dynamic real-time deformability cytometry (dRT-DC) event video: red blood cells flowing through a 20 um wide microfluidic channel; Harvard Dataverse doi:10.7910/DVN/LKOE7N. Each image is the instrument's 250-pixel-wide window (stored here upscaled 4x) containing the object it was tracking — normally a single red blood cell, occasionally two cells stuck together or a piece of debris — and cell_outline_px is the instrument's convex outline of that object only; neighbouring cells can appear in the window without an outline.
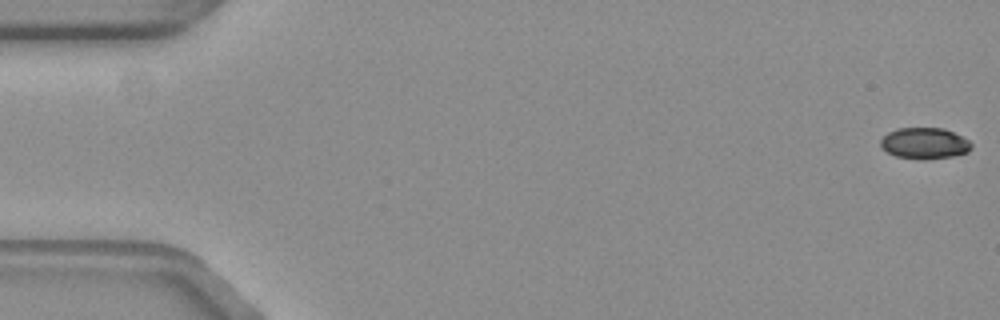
{"species": "common noctule bat (a hibernating species)", "species_latin": "Nyctalus noctula", "temperature_condition": "warm", "stored_images_in_passage": 55, "camera_frame_rate_fps": 3000, "um_per_image_px": 0.085, "animal": {"sex": "female", "body_mass_g": 19.3, "forearm_length_mm": 54.1}, "frame": {"image": 1, "passage_image": 1, "time_ms": 0.0, "image_size_px": [1000, 320], "cell_outline_px": [[972, 148], [968, 152], [952, 156], [896, 156], [888, 152], [880, 144], [880, 140], [888, 132], [900, 128], [944, 128], [968, 140], [972, 144]], "centroid_in_image_um": [78.6, 12.12], "position_along_channel_um": 6.4, "area_um2": 15.55}}
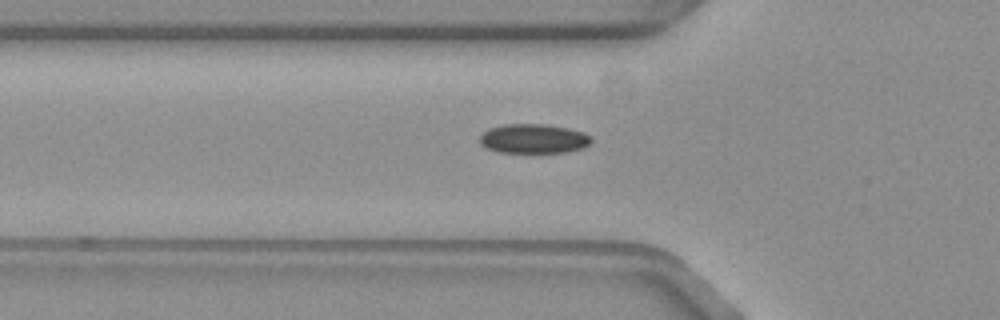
{"frame": {"image": 2, "passage_image": 19, "time_ms": 6.0, "image_size_px": [1000, 320], "cell_outline_px": [[592, 140], [588, 144], [580, 148], [564, 152], [496, 152], [480, 144], [480, 136], [488, 128], [504, 124], [548, 124], [568, 128], [584, 132], [592, 136]], "centroid_in_image_um": [45.34, 11.77], "position_along_channel_um": 80.5, "area_um2": 19.07}}
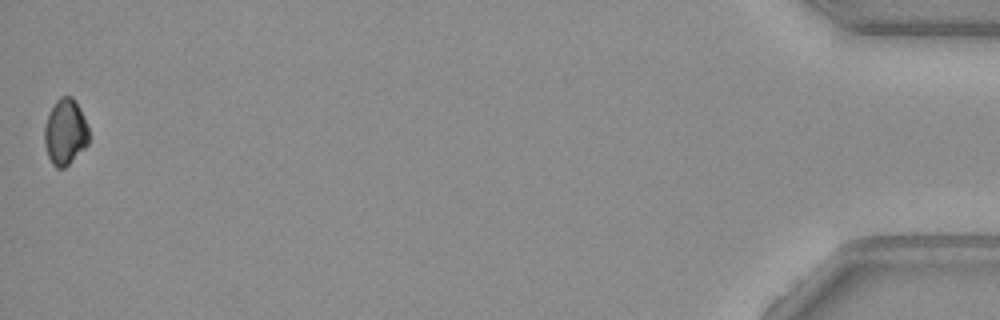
{"frame": {"image": 3, "passage_image": 55, "time_ms": 18.0, "image_size_px": [1000, 320], "cell_outline_px": [[88, 144], [64, 168], [56, 168], [52, 164], [48, 156], [44, 144], [44, 128], [48, 116], [56, 100], [60, 96], [72, 96], [80, 108], [88, 128]], "centroid_in_image_um": [5.53, 11.22], "position_along_channel_um": 429.7, "area_um2": 16.88}, "authors_computed_cell_mechanics": {"area_um2": 18.4382, "velocity_mm_per_s": 3.747, "shape_relaxation_time_tau1_ms": 4.681, "shape_relaxation_time_tau2_ms": null, "deformation_change_tau1": 0.0941, "deformation_change_tau2": null}}